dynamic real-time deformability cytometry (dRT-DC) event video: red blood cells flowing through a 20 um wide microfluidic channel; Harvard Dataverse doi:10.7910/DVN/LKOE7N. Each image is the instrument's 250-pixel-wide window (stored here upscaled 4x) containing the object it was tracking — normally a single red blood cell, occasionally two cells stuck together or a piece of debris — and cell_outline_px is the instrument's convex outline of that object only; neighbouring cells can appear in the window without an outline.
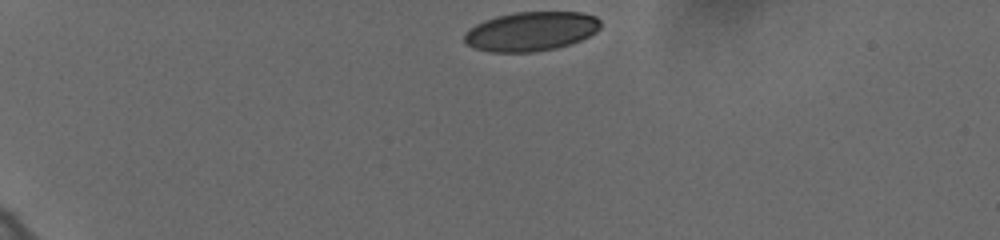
{"species": "human", "species_latin": "Homo sapiens", "temperature_condition": "cold", "stored_images_in_passage": 38, "camera_frame_rate_fps": 3000, "um_per_image_px": 0.085, "donor": {"sex": "female"}, "frame": {"image": 1, "passage_image": 1, "time_ms": 0.0, "image_size_px": [1000, 240], "cell_outline_px": [[600, 28], [596, 32], [572, 44], [556, 48], [536, 52], [488, 52], [472, 48], [464, 40], [464, 32], [476, 24], [484, 20], [496, 16], [516, 12], [580, 12], [596, 16], [600, 20]], "centroid_in_image_um": [45.12, 2.67], "position_along_channel_um": 39.9, "area_um2": 31.39}}
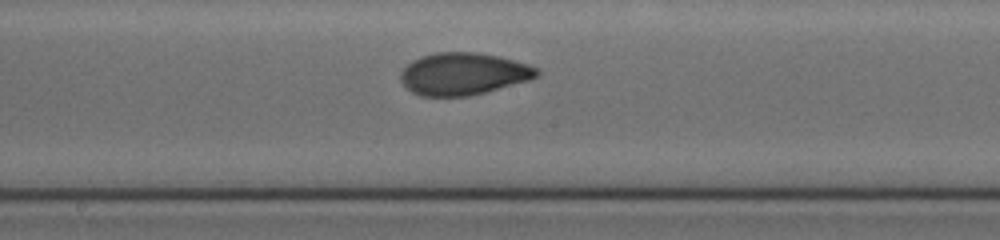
{"frame": {"image": 2, "passage_image": 21, "time_ms": 6.667, "image_size_px": [1000, 240], "cell_outline_px": [[540, 72], [536, 76], [528, 80], [484, 92], [468, 96], [420, 96], [412, 92], [400, 80], [400, 72], [412, 60], [436, 52], [476, 52], [496, 56], [528, 64], [536, 68]], "centroid_in_image_um": [39.34, 6.28], "position_along_channel_um": 208.9, "area_um2": 33.06}}
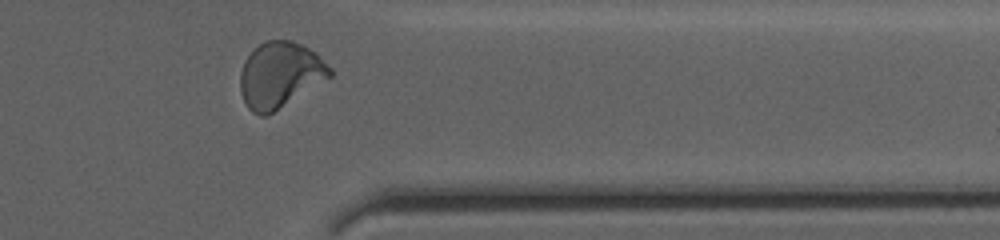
{"frame": {"image": 3, "passage_image": 36, "time_ms": 11.667, "image_size_px": [1000, 240], "cell_outline_px": [[332, 76], [272, 112], [264, 116], [260, 116], [252, 112], [248, 108], [240, 92], [240, 72], [244, 60], [260, 44], [268, 40], [292, 40], [304, 44], [316, 52], [332, 68]], "centroid_in_image_um": [23.8, 6.34], "position_along_channel_um": 387.6, "area_um2": 34.22}, "authors_computed_cell_mechanics": {"area_um2": 33.0905, "velocity_mm_per_s": 3.6318, "shape_relaxation_time_tau1_ms": 5.6282, "shape_relaxation_time_tau2_ms": 1.3257, "deformation_change_tau1": 0.1567, "deformation_change_tau2": 0.0561}}